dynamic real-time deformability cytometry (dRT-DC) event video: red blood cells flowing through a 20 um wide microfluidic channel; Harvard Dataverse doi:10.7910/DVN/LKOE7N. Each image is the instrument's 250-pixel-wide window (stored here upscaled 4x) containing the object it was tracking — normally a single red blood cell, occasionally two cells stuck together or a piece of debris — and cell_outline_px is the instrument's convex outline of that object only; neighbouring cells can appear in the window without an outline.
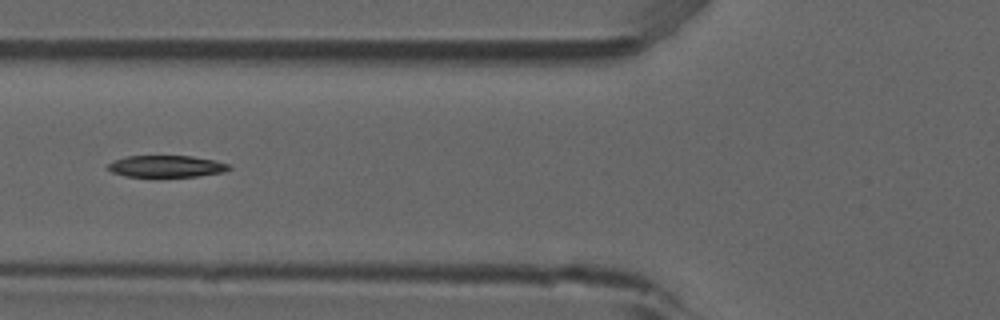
{"species": "common noctule bat (a hibernating species)", "species_latin": "Nyctalus noctula", "temperature_condition": "room temperature", "stored_images_in_passage": 37, "camera_frame_rate_fps": 3000, "um_per_image_px": 0.085, "animal": {"sex": "male", "forearm_length_mm": 52.5}, "frame": {"image": 1, "passage_image": 6, "time_ms": 1.667, "image_size_px": [1000, 320], "cell_outline_px": [[232, 168], [224, 172], [196, 176], [128, 176], [112, 172], [108, 168], [108, 164], [124, 156], [192, 156], [216, 160], [232, 164]], "centroid_in_image_um": [14.22, 14.12], "position_along_channel_um": 111.6, "area_um2": 15.26}}